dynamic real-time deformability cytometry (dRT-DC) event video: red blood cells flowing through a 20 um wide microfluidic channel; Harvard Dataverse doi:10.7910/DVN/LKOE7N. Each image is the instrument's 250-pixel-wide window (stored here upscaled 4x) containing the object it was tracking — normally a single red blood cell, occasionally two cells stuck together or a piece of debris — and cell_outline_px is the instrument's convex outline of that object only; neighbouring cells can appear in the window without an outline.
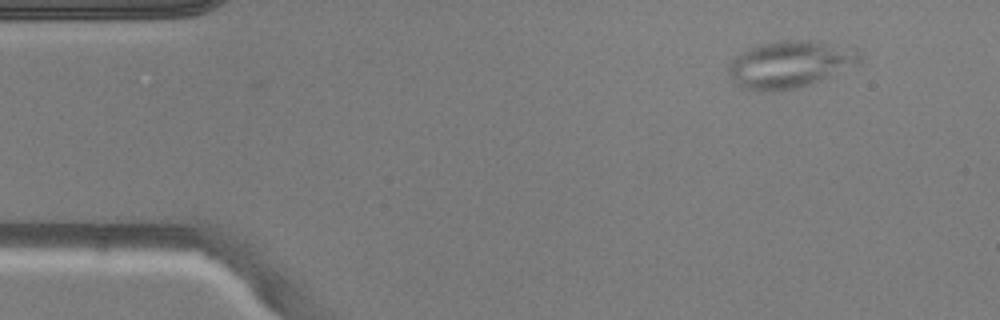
{"species": "common noctule bat (a hibernating species)", "species_latin": "Nyctalus noctula", "temperature_condition": "warm", "stored_images_in_passage": 3, "camera_frame_rate_fps": 3000, "um_per_image_px": 0.085, "animal": {"sex": "male", "body_mass_g": 20.5, "forearm_length_mm": 52.5}, "frame": {"image": 1, "passage_image": 1, "time_ms": 0.0, "image_size_px": [1000, 320], "cell_outline_px": [[860, 64], [812, 84], [796, 88], [748, 88], [736, 84], [728, 72], [728, 64], [732, 60], [744, 52], [752, 48], [764, 44], [784, 40], [808, 40], [856, 52], [860, 56]], "centroid_in_image_um": [67.14, 5.47], "position_along_channel_um": 17.9, "area_um2": 34.04}}